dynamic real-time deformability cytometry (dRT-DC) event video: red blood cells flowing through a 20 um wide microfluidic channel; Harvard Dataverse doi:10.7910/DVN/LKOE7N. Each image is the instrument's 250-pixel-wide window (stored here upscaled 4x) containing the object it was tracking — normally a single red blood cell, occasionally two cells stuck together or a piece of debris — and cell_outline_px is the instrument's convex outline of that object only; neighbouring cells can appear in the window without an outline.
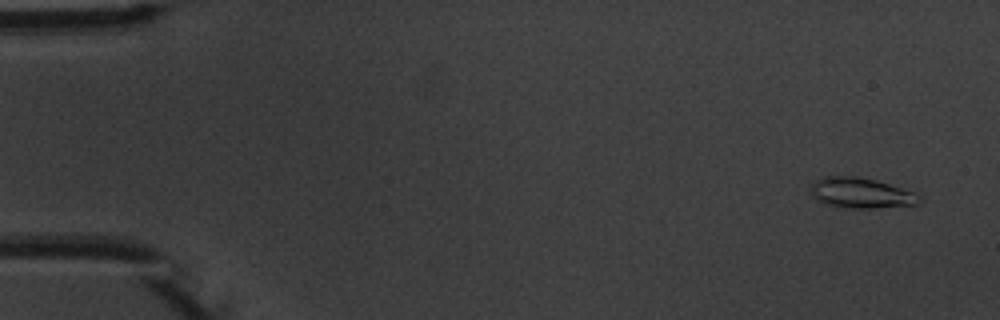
{"species": "common noctule bat (a hibernating species)", "species_latin": "Nyctalus noctula", "temperature_condition": "warm", "stored_images_in_passage": 8, "camera_frame_rate_fps": 3000, "um_per_image_px": 0.085, "animal": {"sex": "male", "body_mass_g": 20.1, "forearm_length_mm": 53.5}, "frame": {"image": 1, "passage_image": 1, "time_ms": 0.0, "image_size_px": [1000, 320], "cell_outline_px": [[924, 200], [920, 204], [872, 208], [840, 208], [824, 204], [816, 200], [812, 196], [812, 184], [816, 180], [824, 176], [856, 176], [876, 180], [912, 192], [920, 196]], "centroid_in_image_um": [73.16, 16.42], "position_along_channel_um": 11.8, "area_um2": 19.31}}
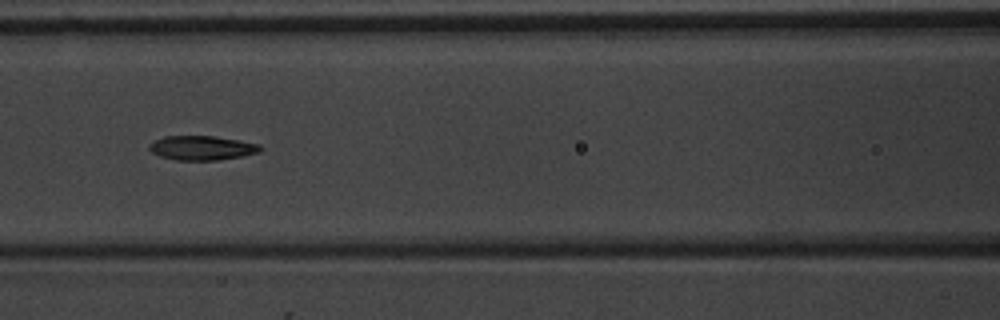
{"frame": {"image": 2, "passage_image": 7, "time_ms": 7.0, "image_size_px": [1000, 320], "cell_outline_px": [[264, 148], [260, 152], [244, 156], [216, 160], [176, 160], [160, 156], [152, 152], [148, 148], [148, 144], [164, 136], [216, 136], [240, 140], [260, 144]], "centroid_in_image_um": [17.2, 12.57], "position_along_channel_um": 149.4, "area_um2": 15.9}}
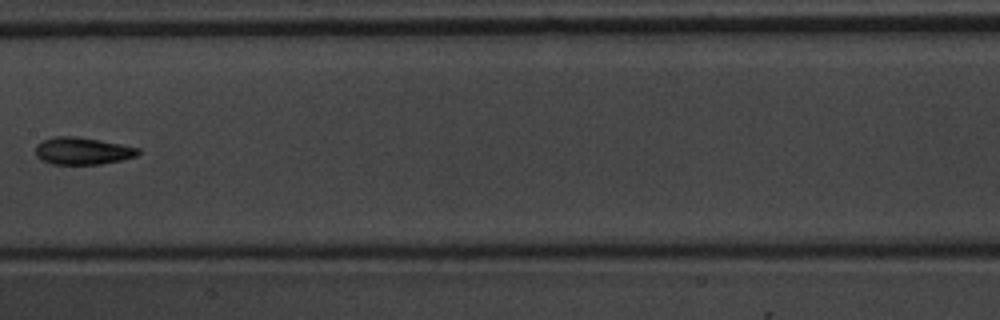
{"frame": {"image": 3, "passage_image": 8, "time_ms": 8.333, "image_size_px": [1000, 320], "cell_outline_px": [[140, 152], [136, 156], [120, 160], [100, 164], [52, 164], [40, 160], [36, 156], [36, 144], [52, 136], [80, 136], [140, 148]], "centroid_in_image_um": [6.98, 12.82], "position_along_channel_um": 200.4, "area_um2": 16.36}}